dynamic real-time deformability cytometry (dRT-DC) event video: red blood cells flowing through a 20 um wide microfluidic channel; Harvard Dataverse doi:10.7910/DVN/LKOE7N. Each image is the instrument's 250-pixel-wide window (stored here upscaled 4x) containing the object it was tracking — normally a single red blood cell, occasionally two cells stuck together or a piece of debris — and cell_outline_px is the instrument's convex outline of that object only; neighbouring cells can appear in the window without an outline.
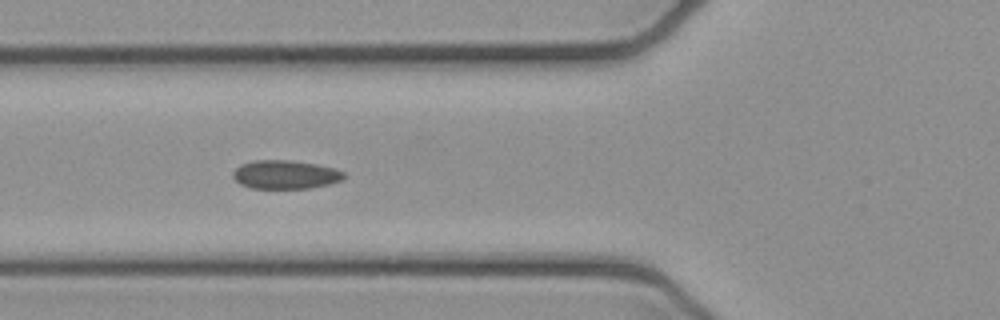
{"species": "common noctule bat (a hibernating species)", "species_latin": "Nyctalus noctula", "temperature_condition": "cold", "stored_images_in_passage": 7, "camera_frame_rate_fps": 3000, "um_per_image_px": 0.085, "animal": {"sex": "female", "body_mass_g": 21.9}, "frame": {"image": 1, "passage_image": 5, "time_ms": 1.333, "image_size_px": [1000, 320], "cell_outline_px": [[348, 176], [344, 180], [328, 184], [308, 188], [252, 188], [240, 184], [232, 176], [232, 172], [240, 164], [252, 160], [288, 160], [316, 164], [332, 168], [344, 172]], "centroid_in_image_um": [24.25, 14.83], "position_along_channel_um": 101.5, "area_um2": 18.55}}
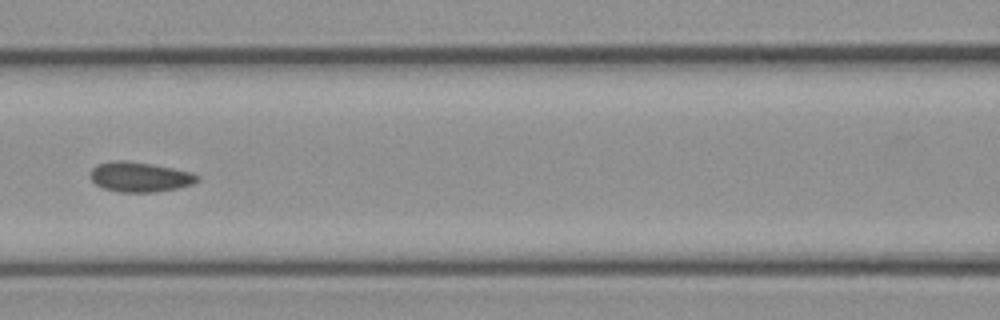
{"frame": {"image": 2, "passage_image": 6, "time_ms": 1.667, "image_size_px": [1000, 320], "cell_outline_px": [[200, 180], [192, 184], [176, 188], [156, 192], [120, 192], [104, 188], [96, 184], [88, 176], [92, 168], [96, 164], [112, 160], [124, 160], [152, 164], [192, 172], [200, 176]], "centroid_in_image_um": [11.87, 15.03], "position_along_channel_um": 154.7, "area_um2": 18.79}}
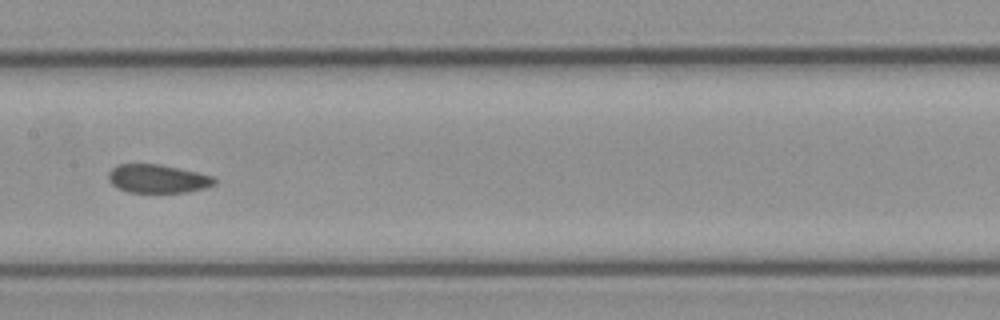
{"frame": {"image": 3, "passage_image": 7, "time_ms": 2.0, "image_size_px": [1000, 320], "cell_outline_px": [[216, 184], [204, 188], [188, 192], [128, 192], [112, 184], [108, 180], [108, 172], [116, 164], [160, 164], [216, 176]], "centroid_in_image_um": [13.42, 15.18], "position_along_channel_um": 194.0, "area_um2": 17.69}}